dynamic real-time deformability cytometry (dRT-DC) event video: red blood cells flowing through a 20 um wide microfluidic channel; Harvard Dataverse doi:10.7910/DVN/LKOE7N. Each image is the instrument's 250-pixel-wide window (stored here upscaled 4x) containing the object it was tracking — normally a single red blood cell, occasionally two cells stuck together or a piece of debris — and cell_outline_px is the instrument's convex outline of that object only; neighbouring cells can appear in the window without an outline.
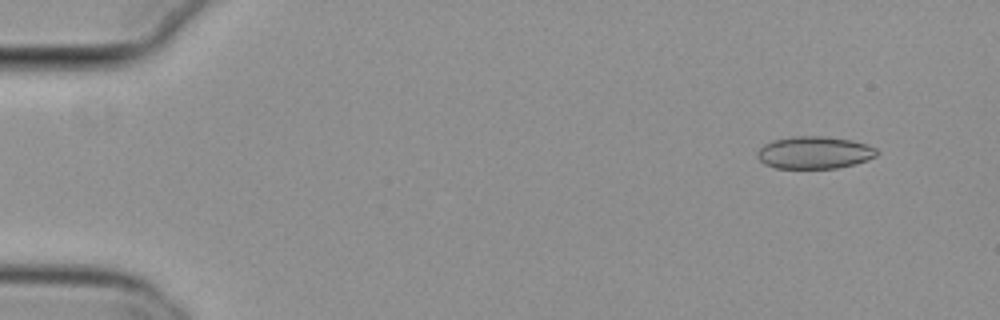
{"species": "common noctule bat (a hibernating species)", "species_latin": "Nyctalus noctula", "temperature_condition": "cold", "stored_images_in_passage": 18, "camera_frame_rate_fps": 3000, "um_per_image_px": 0.085, "animal": {"sex": "female", "body_mass_g": 29.2, "forearm_length_mm": 56.3}, "frame": {"image": 1, "passage_image": 5, "time_ms": 1.333, "image_size_px": [1000, 320], "cell_outline_px": [[880, 152], [876, 156], [868, 160], [836, 168], [776, 168], [764, 164], [756, 156], [756, 152], [764, 144], [772, 140], [796, 136], [824, 136], [852, 140], [868, 144], [876, 148]], "centroid_in_image_um": [69.23, 12.96], "position_along_channel_um": 15.8, "area_um2": 22.66}}
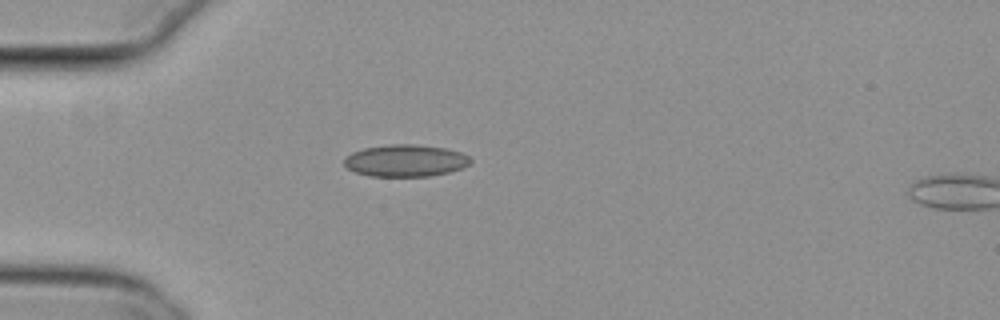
{"frame": {"image": 2, "passage_image": 16, "time_ms": 5.0, "image_size_px": [1000, 320], "cell_outline_px": [[472, 164], [464, 168], [448, 172], [428, 176], [368, 176], [356, 172], [348, 168], [344, 164], [344, 156], [352, 152], [364, 148], [388, 144], [412, 144], [444, 148], [460, 152], [468, 156], [472, 160]], "centroid_in_image_um": [34.47, 13.65], "position_along_channel_um": 50.5, "area_um2": 23.64}}